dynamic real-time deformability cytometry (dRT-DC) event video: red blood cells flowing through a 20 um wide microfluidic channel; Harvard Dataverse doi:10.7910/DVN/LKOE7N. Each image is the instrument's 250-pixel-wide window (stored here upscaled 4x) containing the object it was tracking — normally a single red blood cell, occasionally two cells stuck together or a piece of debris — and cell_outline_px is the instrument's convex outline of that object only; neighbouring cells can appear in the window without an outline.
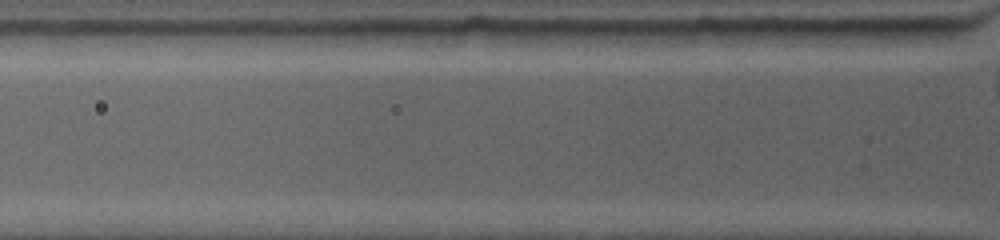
{"species": "common noctule bat (a hibernating species)", "species_latin": "Nyctalus noctula", "temperature_condition": "warm", "stored_images_in_passage": 2, "camera_frame_rate_fps": 4500, "um_per_image_px": 0.085, "animal": {"sex": "female", "body_mass_g": 19.0, "forearm_length_mm": 53.3}, "frame": {"image": 1, "passage_image": 2, "time_ms": 0.444, "image_size_px": [1000, 240], "cell_outline_px": [[956, 32], [952, 36], [936, 44], [916, 48], [828, 44], [820, 28], [952, 28]], "centroid_in_image_um": [75.42, 3.12], "position_along_channel_um": 50.4, "area_um2": 16.01}}